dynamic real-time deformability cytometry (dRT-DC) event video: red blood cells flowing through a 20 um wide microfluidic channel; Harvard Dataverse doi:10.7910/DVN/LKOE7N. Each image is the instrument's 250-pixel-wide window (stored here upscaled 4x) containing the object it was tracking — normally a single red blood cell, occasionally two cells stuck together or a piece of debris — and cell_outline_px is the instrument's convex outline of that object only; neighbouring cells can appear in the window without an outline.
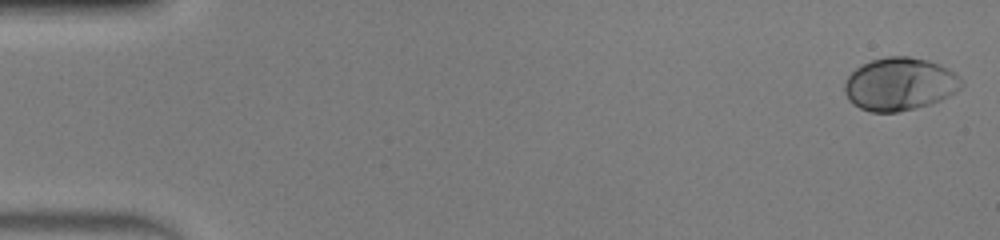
{"species": "human", "species_latin": "Homo sapiens", "temperature_condition": "warm", "stored_images_in_passage": 49, "camera_frame_rate_fps": 3000, "um_per_image_px": 0.085, "donor": {"sex": "male"}, "frame": {"image": 1, "passage_image": 1, "time_ms": 0.0, "image_size_px": [1000, 240], "cell_outline_px": [[964, 84], [956, 92], [940, 100], [916, 108], [896, 112], [872, 112], [860, 108], [852, 104], [848, 100], [844, 92], [844, 80], [856, 68], [872, 60], [888, 56], [908, 56], [928, 60], [940, 64], [948, 68], [960, 76], [964, 80]], "centroid_in_image_um": [76.48, 7.14], "position_along_channel_um": 8.5, "area_um2": 36.24}}
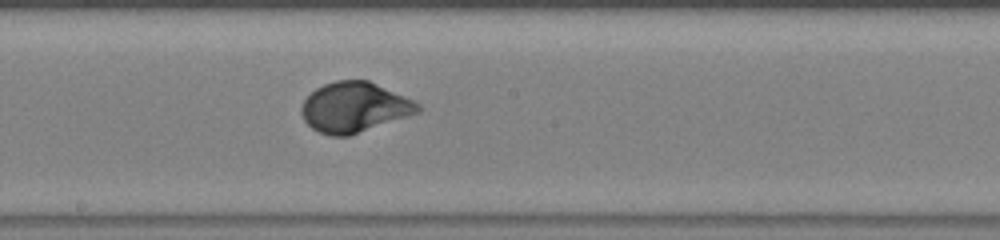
{"frame": {"image": 2, "passage_image": 27, "time_ms": 8.667, "image_size_px": [1000, 240], "cell_outline_px": [[424, 108], [420, 112], [348, 136], [332, 136], [320, 132], [312, 128], [304, 120], [300, 112], [300, 108], [304, 100], [316, 88], [324, 84], [336, 80], [368, 80], [416, 100]], "centroid_in_image_um": [30.15, 9.11], "position_along_channel_um": 218.0, "area_um2": 34.1}}
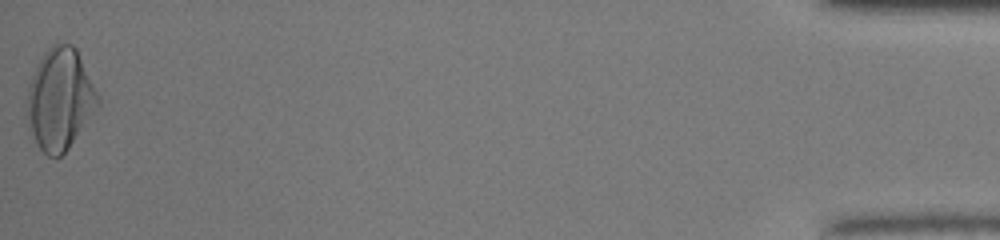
{"frame": {"image": 3, "passage_image": 49, "time_ms": 16.0, "image_size_px": [1000, 240], "cell_outline_px": [[100, 104], [68, 148], [60, 156], [48, 156], [36, 144], [28, 120], [28, 84], [44, 52], [52, 44], [72, 44], [76, 48], [100, 96]], "centroid_in_image_um": [5.12, 8.41], "position_along_channel_um": 430.1, "area_um2": 41.27}, "authors_computed_cell_mechanics": {"area_um2": 33.6974, "velocity_mm_per_s": 4.2108, "shape_relaxation_time_tau1_ms": 2.4875, "shape_relaxation_time_tau2_ms": null, "deformation_change_tau1": 0.1694, "deformation_change_tau2": null}}